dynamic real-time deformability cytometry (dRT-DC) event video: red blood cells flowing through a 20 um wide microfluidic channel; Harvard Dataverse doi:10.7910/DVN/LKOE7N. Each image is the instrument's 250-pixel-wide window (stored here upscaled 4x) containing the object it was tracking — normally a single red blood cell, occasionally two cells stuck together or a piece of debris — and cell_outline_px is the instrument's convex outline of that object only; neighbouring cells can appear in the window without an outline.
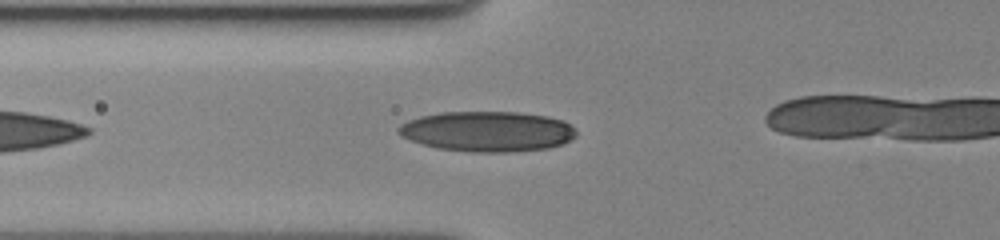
{"species": "human", "species_latin": "Homo sapiens", "temperature_condition": "cold", "stored_images_in_passage": 34, "camera_frame_rate_fps": 3000, "um_per_image_px": 0.085, "donor": {"sex": "female"}, "frame": {"image": 1, "passage_image": 5, "time_ms": 1.333, "image_size_px": [1000, 240], "cell_outline_px": [[576, 136], [560, 144], [548, 148], [512, 152], [472, 152], [436, 148], [412, 140], [396, 132], [396, 128], [400, 124], [408, 120], [420, 116], [440, 112], [516, 112], [548, 116], [564, 120], [576, 132]], "centroid_in_image_um": [41.41, 11.16], "position_along_channel_um": 84.4, "area_um2": 41.67}}
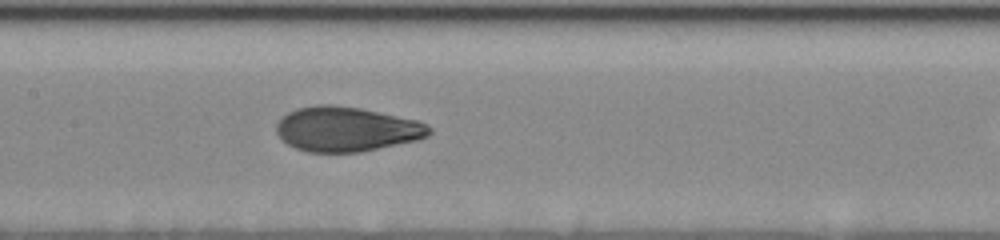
{"frame": {"image": 2, "passage_image": 13, "time_ms": 4.0, "image_size_px": [1000, 240], "cell_outline_px": [[432, 132], [428, 136], [420, 140], [360, 152], [308, 152], [296, 148], [280, 140], [276, 132], [276, 124], [288, 112], [296, 108], [316, 104], [332, 104], [360, 108], [416, 120], [432, 128]], "centroid_in_image_um": [29.44, 10.98], "position_along_channel_um": 178.0, "area_um2": 40.0}}
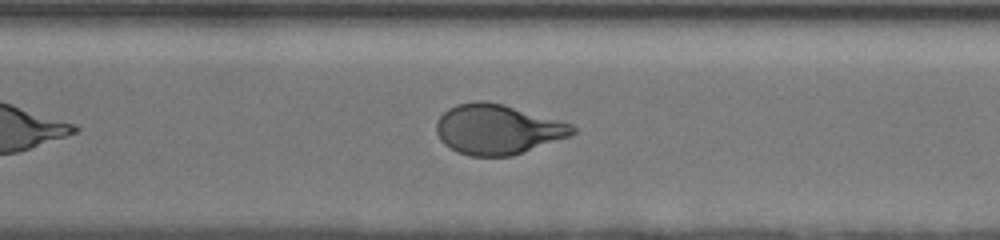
{"frame": {"image": 3, "passage_image": 26, "time_ms": 8.333, "image_size_px": [1000, 240], "cell_outline_px": [[576, 132], [572, 136], [512, 156], [468, 156], [456, 152], [444, 144], [440, 140], [436, 132], [436, 120], [448, 108], [456, 104], [476, 100], [484, 100], [504, 104], [564, 120], [572, 124], [576, 128]], "centroid_in_image_um": [42.32, 10.98], "position_along_channel_um": 328.3, "area_um2": 40.46}}